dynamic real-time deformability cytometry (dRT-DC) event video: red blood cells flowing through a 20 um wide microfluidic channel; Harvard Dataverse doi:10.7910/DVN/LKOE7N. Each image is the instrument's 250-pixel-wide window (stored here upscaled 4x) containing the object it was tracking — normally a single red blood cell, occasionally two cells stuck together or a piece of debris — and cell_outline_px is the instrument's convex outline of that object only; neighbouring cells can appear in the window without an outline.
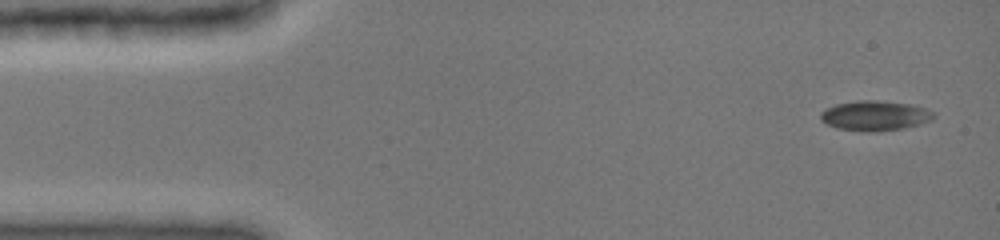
{"species": "common noctule bat (a hibernating species)", "species_latin": "Nyctalus noctula", "temperature_condition": "cold", "stored_images_in_passage": 22, "camera_frame_rate_fps": 3000, "um_per_image_px": 0.085, "animal": {"sex": "female", "body_mass_g": 19.0, "forearm_length_mm": 51.5}, "frame": {"image": 1, "passage_image": 1, "time_ms": 0.0, "image_size_px": [1000, 240], "cell_outline_px": [[936, 116], [932, 120], [920, 124], [900, 128], [872, 132], [868, 132], [836, 128], [820, 120], [820, 112], [836, 104], [856, 100], [876, 100], [912, 104], [936, 112]], "centroid_in_image_um": [74.39, 9.82], "position_along_channel_um": 10.6, "area_um2": 19.77}}
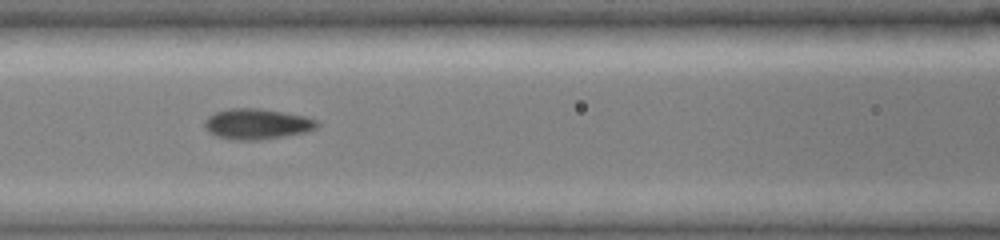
{"frame": {"image": 2, "passage_image": 13, "time_ms": 6.0, "image_size_px": [1000, 240], "cell_outline_px": [[320, 124], [316, 128], [304, 132], [284, 136], [260, 140], [232, 140], [216, 136], [208, 132], [204, 128], [204, 120], [208, 116], [216, 112], [228, 108], [260, 108], [284, 112], [304, 116], [316, 120]], "centroid_in_image_um": [21.8, 10.54], "position_along_channel_um": 144.8, "area_um2": 20.17}}
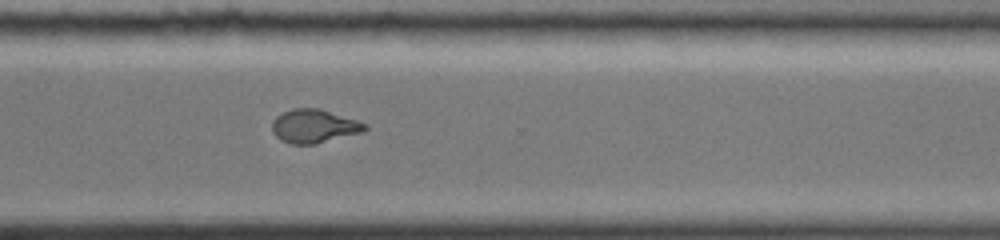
{"frame": {"image": 3, "passage_image": 22, "time_ms": 11.0, "image_size_px": [1000, 240], "cell_outline_px": [[368, 128], [364, 132], [316, 144], [292, 144], [280, 140], [272, 132], [272, 120], [276, 116], [292, 108], [320, 108], [368, 124]], "centroid_in_image_um": [26.7, 10.72], "position_along_channel_um": 343.9, "area_um2": 18.32}}